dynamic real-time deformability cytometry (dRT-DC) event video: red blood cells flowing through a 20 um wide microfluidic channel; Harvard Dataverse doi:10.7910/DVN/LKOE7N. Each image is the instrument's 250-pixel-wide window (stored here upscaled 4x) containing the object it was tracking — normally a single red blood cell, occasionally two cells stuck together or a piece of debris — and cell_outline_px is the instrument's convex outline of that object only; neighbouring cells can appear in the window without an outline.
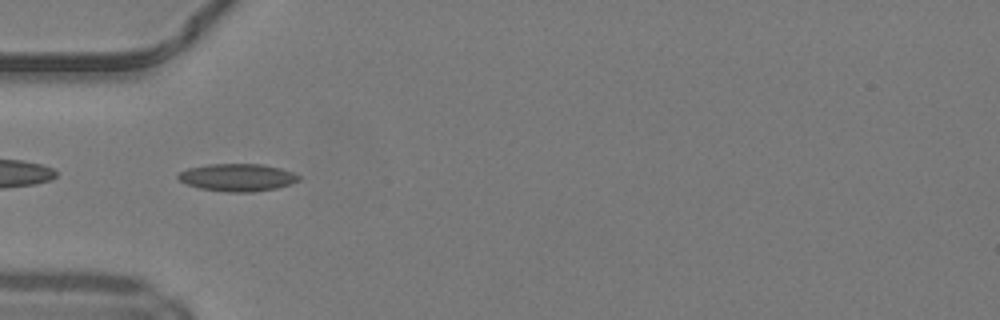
{"species": "common noctule bat (a hibernating species)", "species_latin": "Nyctalus noctula", "temperature_condition": "warm", "stored_images_in_passage": 49, "camera_frame_rate_fps": 3000, "um_per_image_px": 0.085, "animal": {"sex": "male", "body_mass_g": 19.2, "forearm_length_mm": 51.8}, "frame": {"image": 1, "passage_image": 16, "time_ms": 5.0, "image_size_px": [1000, 320], "cell_outline_px": [[300, 180], [292, 184], [276, 188], [252, 192], [228, 192], [200, 188], [188, 184], [180, 180], [176, 176], [180, 172], [188, 168], [208, 164], [264, 164], [280, 168], [292, 172], [300, 176]], "centroid_in_image_um": [20.21, 15.08], "position_along_channel_um": 64.8, "area_um2": 19.31}}
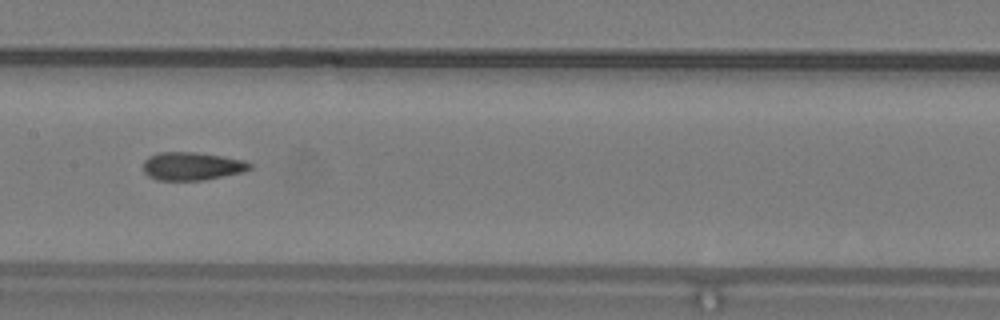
{"frame": {"image": 2, "passage_image": 25, "time_ms": 8.0, "image_size_px": [1000, 320], "cell_outline_px": [[252, 168], [244, 172], [204, 180], [156, 180], [148, 176], [144, 172], [144, 160], [148, 156], [160, 152], [196, 152], [244, 160], [252, 164]], "centroid_in_image_um": [16.32, 14.13], "position_along_channel_um": 191.1, "area_um2": 17.51}}
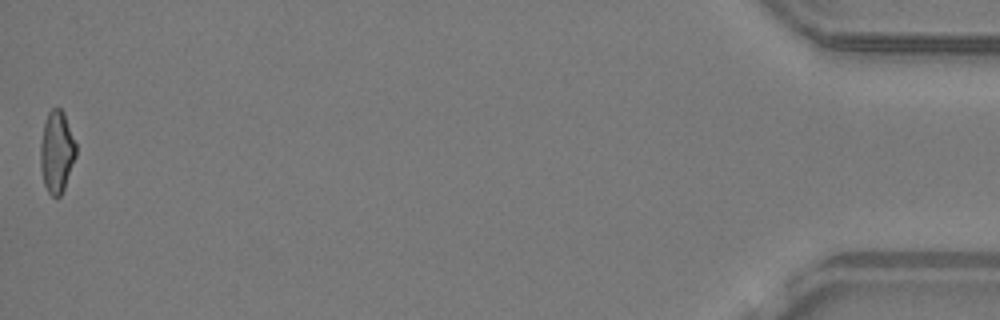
{"frame": {"image": 3, "passage_image": 49, "time_ms": 16.0, "image_size_px": [1000, 320], "cell_outline_px": [[76, 156], [64, 188], [60, 196], [52, 196], [48, 192], [44, 184], [40, 168], [40, 144], [44, 124], [48, 112], [52, 108], [60, 108], [64, 112], [76, 144]], "centroid_in_image_um": [4.81, 12.9], "position_along_channel_um": 430.4, "area_um2": 16.94}, "authors_computed_cell_mechanics": {"area_um2": 17.8602, "velocity_mm_per_s": 4.2214, "shape_relaxation_time_tau1_ms": null, "shape_relaxation_time_tau2_ms": 1.7902, "deformation_change_tau1": null, "deformation_change_tau2": 0.0969}}